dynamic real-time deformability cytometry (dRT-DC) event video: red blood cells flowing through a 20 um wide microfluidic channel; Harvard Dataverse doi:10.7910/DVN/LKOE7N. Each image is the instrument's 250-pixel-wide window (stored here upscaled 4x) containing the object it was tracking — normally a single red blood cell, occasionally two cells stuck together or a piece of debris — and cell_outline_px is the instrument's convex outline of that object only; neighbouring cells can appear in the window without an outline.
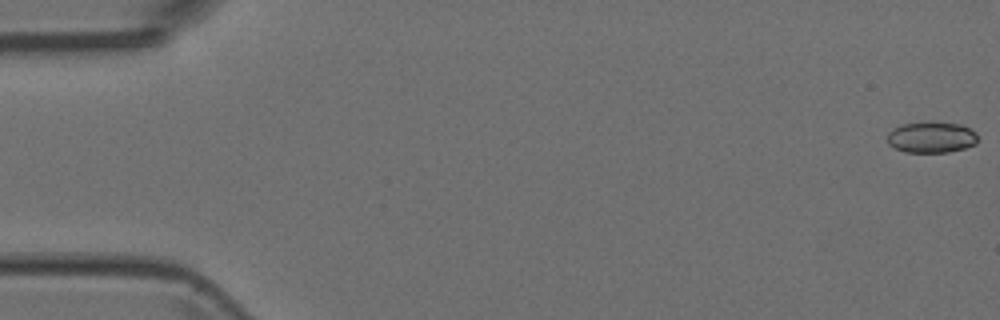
{"species": "Egyptian fruit bat (a non-hibernating species)", "species_latin": "Rousettus aegyptiacus", "temperature_condition": "room temperature", "stored_images_in_passage": 7, "camera_frame_rate_fps": 3000, "um_per_image_px": 0.085, "animal": {"sex": "female"}, "frame": {"image": 1, "passage_image": 1, "time_ms": 0.0, "image_size_px": [1000, 320], "cell_outline_px": [[976, 144], [964, 148], [948, 152], [904, 152], [888, 144], [888, 132], [892, 128], [904, 124], [932, 120], [960, 124], [976, 132]], "centroid_in_image_um": [79.15, 11.64], "position_along_channel_um": 5.8, "area_um2": 16.59}}
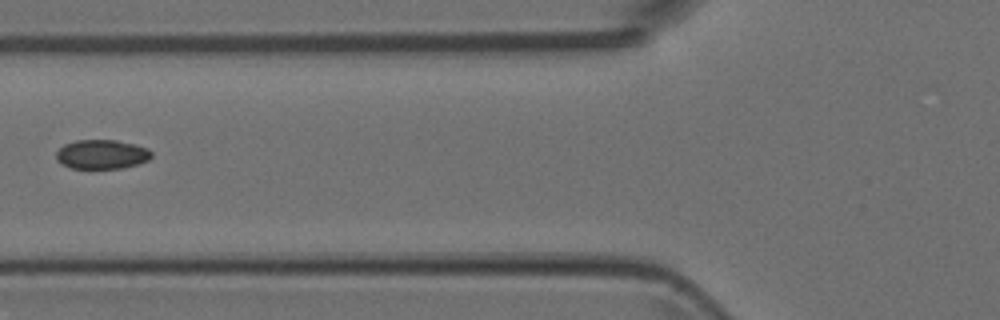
{"frame": {"image": 2, "passage_image": 6, "time_ms": 1.667, "image_size_px": [1000, 320], "cell_outline_px": [[152, 156], [148, 160], [124, 168], [72, 168], [60, 164], [56, 160], [56, 152], [64, 144], [76, 140], [116, 140], [148, 148], [152, 152]], "centroid_in_image_um": [8.63, 13.12], "position_along_channel_um": 117.2, "area_um2": 16.24}}
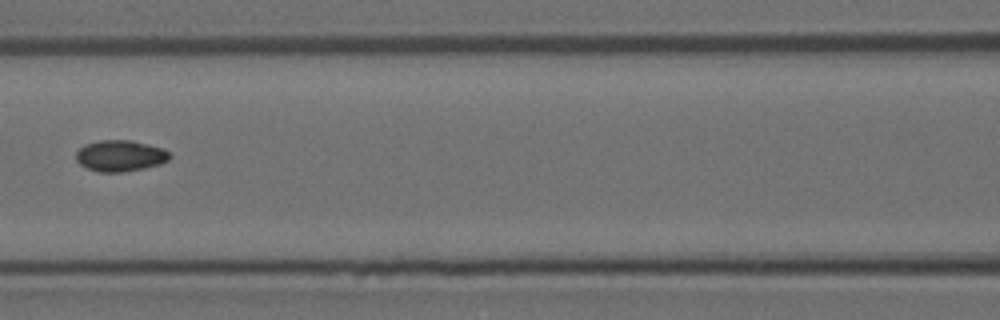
{"frame": {"image": 3, "passage_image": 7, "time_ms": 2.0, "image_size_px": [1000, 320], "cell_outline_px": [[172, 156], [168, 160], [160, 164], [144, 168], [124, 172], [100, 172], [88, 168], [80, 164], [76, 160], [76, 152], [84, 144], [100, 140], [132, 140], [148, 144], [160, 148], [168, 152]], "centroid_in_image_um": [10.21, 13.24], "position_along_channel_um": 156.4, "area_um2": 16.99}}